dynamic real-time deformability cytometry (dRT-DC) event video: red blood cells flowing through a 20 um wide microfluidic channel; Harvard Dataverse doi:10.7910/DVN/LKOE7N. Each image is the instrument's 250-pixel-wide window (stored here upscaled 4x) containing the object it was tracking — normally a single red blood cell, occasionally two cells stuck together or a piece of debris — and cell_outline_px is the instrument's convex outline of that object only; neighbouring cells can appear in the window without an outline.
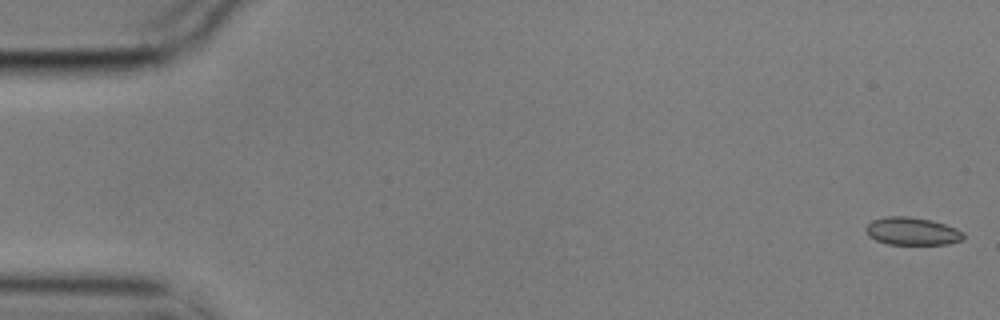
{"species": "common noctule bat (a hibernating species)", "species_latin": "Nyctalus noctula", "temperature_condition": "cold", "stored_images_in_passage": 17, "camera_frame_rate_fps": 3000, "um_per_image_px": 0.085, "animal": {"sex": "male", "body_mass_g": 17.9}, "frame": {"image": 1, "passage_image": 1, "time_ms": 0.0, "image_size_px": [1000, 320], "cell_outline_px": [[964, 240], [948, 244], [888, 244], [876, 240], [868, 236], [864, 228], [872, 220], [884, 216], [908, 216], [932, 220], [956, 228], [964, 232]], "centroid_in_image_um": [77.53, 19.65], "position_along_channel_um": 7.5, "area_um2": 15.95}}